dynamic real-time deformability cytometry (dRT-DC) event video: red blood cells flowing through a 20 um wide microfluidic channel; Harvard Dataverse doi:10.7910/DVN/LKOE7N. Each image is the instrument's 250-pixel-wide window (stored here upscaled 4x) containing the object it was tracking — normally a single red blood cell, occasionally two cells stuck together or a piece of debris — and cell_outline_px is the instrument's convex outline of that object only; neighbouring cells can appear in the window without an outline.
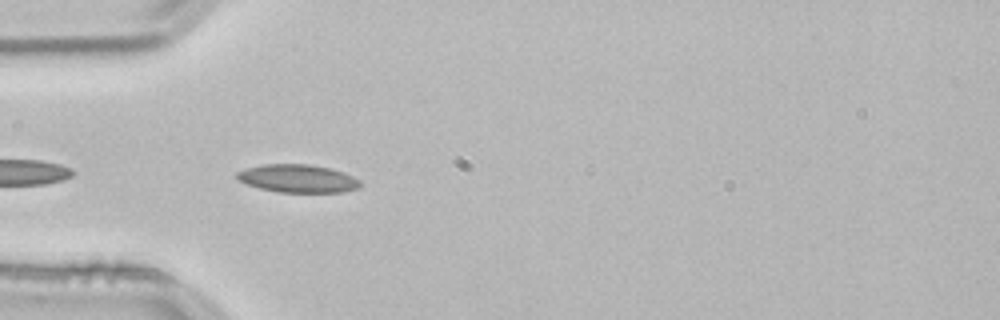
{"species": "common noctule bat (a hibernating species)", "species_latin": "Nyctalus noctula", "temperature_condition": "room temperature", "stored_images_in_passage": 6, "camera_frame_rate_fps": 3000, "um_per_image_px": 0.085, "animal": {"sex": "male", "body_mass_g": 21.5, "forearm_length_mm": 52.0}, "frame": {"image": 1, "passage_image": 2, "time_ms": 0.333, "image_size_px": [1000, 320], "cell_outline_px": [[360, 188], [344, 192], [280, 192], [260, 188], [236, 180], [236, 172], [244, 168], [264, 164], [308, 164], [328, 168], [344, 172], [360, 180]], "centroid_in_image_um": [25.3, 15.17], "position_along_channel_um": 59.7, "area_um2": 20.17}}